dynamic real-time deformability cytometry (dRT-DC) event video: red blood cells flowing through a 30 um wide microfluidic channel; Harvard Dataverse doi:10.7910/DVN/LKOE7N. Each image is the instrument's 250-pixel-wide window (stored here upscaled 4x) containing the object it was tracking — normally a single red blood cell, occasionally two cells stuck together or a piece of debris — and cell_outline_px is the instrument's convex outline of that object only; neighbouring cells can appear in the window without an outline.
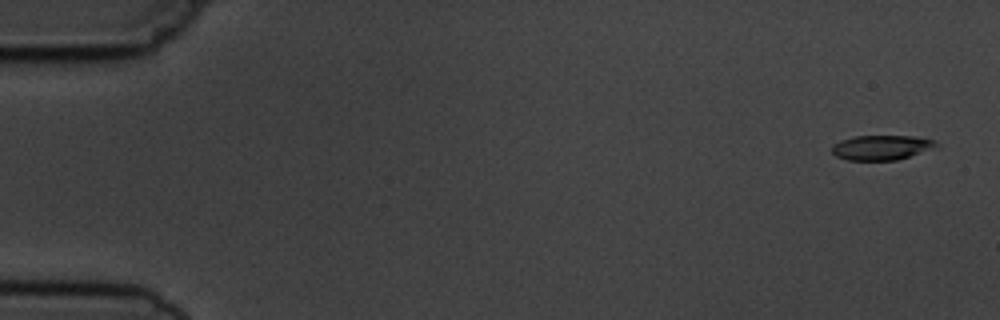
{"species": "common noctule bat (a hibernating species)", "species_latin": "Nyctalus noctula", "temperature_condition": "cold", "stored_images_in_passage": 5, "camera_frame_rate_fps": 3000, "um_per_image_px": 0.085, "animal": {"sex": "male", "body_mass_g": 19.5, "forearm_length_mm": 54.6}, "frame": {"image": 1, "passage_image": 1, "time_ms": 0.0, "image_size_px": [1000, 320], "cell_outline_px": [[940, 144], [936, 148], [896, 160], [848, 160], [836, 156], [832, 152], [832, 144], [840, 140], [856, 136], [912, 136], [936, 140]], "centroid_in_image_um": [74.95, 12.53], "position_along_channel_um": 10.1, "area_um2": 15.14}}
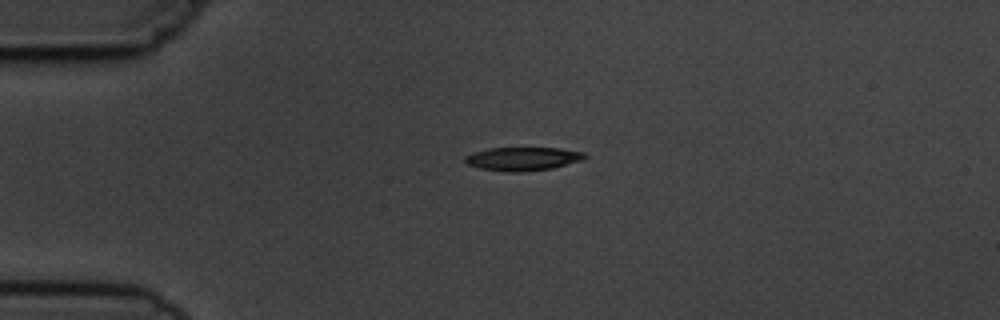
{"frame": {"image": 2, "passage_image": 4, "time_ms": 3.667, "image_size_px": [1000, 320], "cell_outline_px": [[588, 156], [584, 160], [552, 168], [524, 172], [508, 172], [480, 168], [468, 164], [464, 160], [464, 156], [472, 152], [488, 148], [560, 148], [584, 152]], "centroid_in_image_um": [44.45, 13.49], "position_along_channel_um": 40.5, "area_um2": 16.53}}